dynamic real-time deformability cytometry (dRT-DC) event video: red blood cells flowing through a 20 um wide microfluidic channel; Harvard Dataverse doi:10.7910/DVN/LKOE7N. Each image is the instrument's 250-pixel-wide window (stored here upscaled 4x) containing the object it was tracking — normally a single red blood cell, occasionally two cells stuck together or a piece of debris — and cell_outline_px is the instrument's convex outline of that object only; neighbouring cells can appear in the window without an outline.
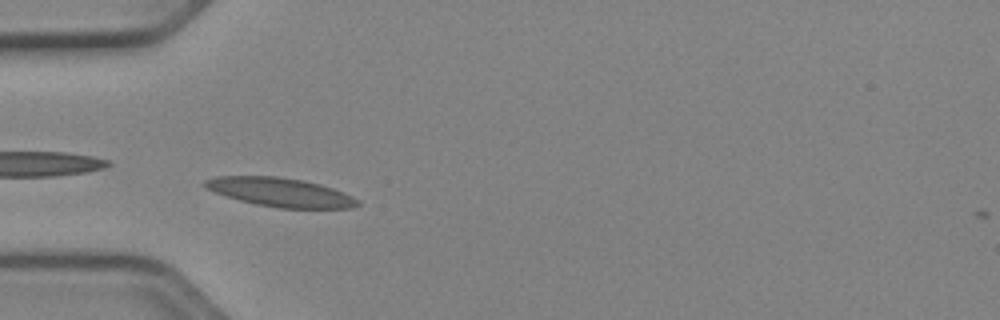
{"species": "Egyptian fruit bat (a non-hibernating species)", "species_latin": "Rousettus aegyptiacus", "temperature_condition": "cold", "stored_images_in_passage": 47, "camera_frame_rate_fps": 3000, "um_per_image_px": 0.085, "animal": {"sex": "female"}, "frame": {"image": 1, "passage_image": 11, "time_ms": 3.333, "image_size_px": [1000, 320], "cell_outline_px": [[360, 204], [352, 208], [280, 208], [256, 204], [240, 200], [204, 188], [204, 180], [216, 176], [276, 176], [304, 180], [320, 184], [332, 188], [352, 196], [360, 200]], "centroid_in_image_um": [23.85, 16.33], "position_along_channel_um": 61.2, "area_um2": 25.55}}
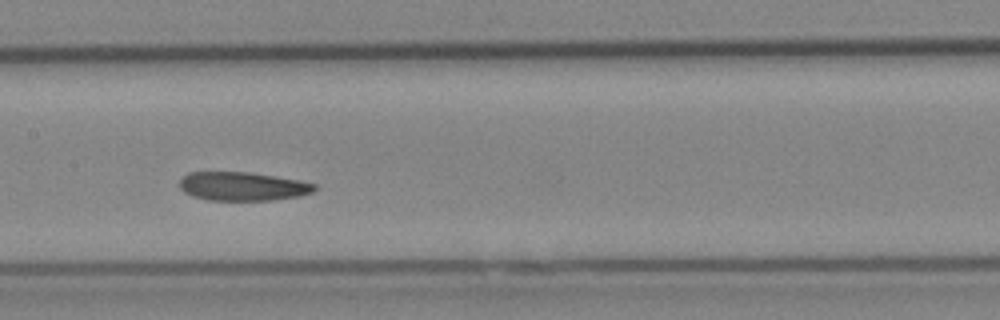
{"frame": {"image": 2, "passage_image": 21, "time_ms": 6.667, "image_size_px": [1000, 320], "cell_outline_px": [[316, 188], [312, 192], [300, 196], [272, 200], [208, 200], [192, 196], [184, 192], [180, 188], [180, 176], [188, 172], [248, 172], [300, 180], [316, 184]], "centroid_in_image_um": [20.59, 15.83], "position_along_channel_um": 186.8, "area_um2": 22.66}}
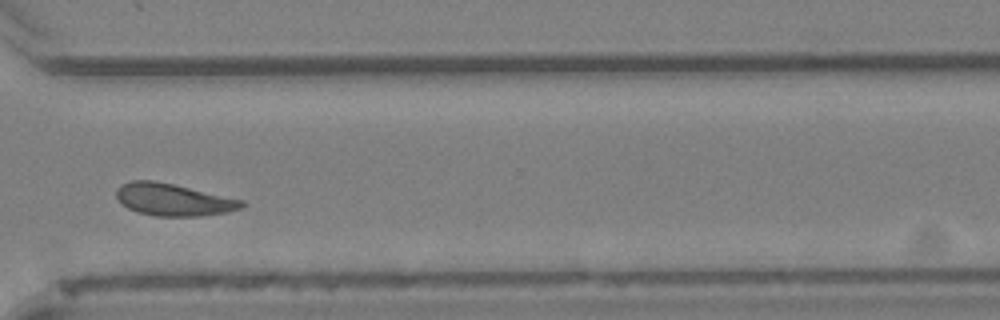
{"frame": {"image": 3, "passage_image": 34, "time_ms": 11.0, "image_size_px": [1000, 320], "cell_outline_px": [[244, 204], [240, 208], [228, 212], [200, 216], [152, 216], [136, 212], [120, 204], [116, 196], [116, 188], [120, 184], [132, 180], [152, 180], [172, 184], [244, 200]], "centroid_in_image_um": [14.67, 16.98], "position_along_channel_um": 355.9, "area_um2": 23.58}, "authors_computed_cell_mechanics": {"area_um2": 23.5246, "velocity_mm_per_s": 3.8783, "shape_relaxation_time_tau1_ms": null, "shape_relaxation_time_tau2_ms": 3.3908, "deformation_change_tau1": null, "deformation_change_tau2": 0.0863}}